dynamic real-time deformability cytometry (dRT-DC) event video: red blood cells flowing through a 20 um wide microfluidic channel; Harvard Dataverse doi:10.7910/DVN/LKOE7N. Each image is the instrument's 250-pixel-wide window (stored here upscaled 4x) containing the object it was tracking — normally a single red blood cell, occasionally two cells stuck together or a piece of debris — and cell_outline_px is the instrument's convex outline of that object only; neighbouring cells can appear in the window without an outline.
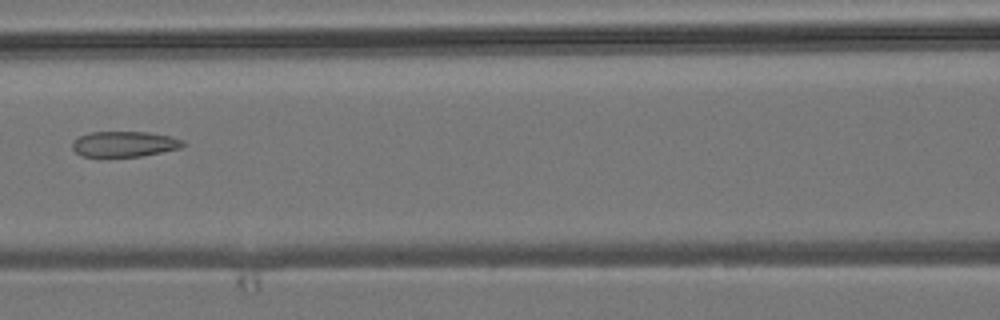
{"species": "common noctule bat (a hibernating species)", "species_latin": "Nyctalus noctula", "temperature_condition": "room temperature", "stored_images_in_passage": 7, "camera_frame_rate_fps": 3000, "um_per_image_px": 0.085, "animal": {"sex": "male", "body_mass_g": 19.2, "forearm_length_mm": 51.8}, "frame": {"image": 1, "passage_image": 7, "time_ms": 7.0, "image_size_px": [1000, 320], "cell_outline_px": [[188, 144], [180, 148], [140, 156], [80, 156], [72, 148], [72, 140], [88, 132], [148, 132], [172, 136], [184, 140]], "centroid_in_image_um": [10.59, 12.23], "position_along_channel_um": 156.0, "area_um2": 16.53}}